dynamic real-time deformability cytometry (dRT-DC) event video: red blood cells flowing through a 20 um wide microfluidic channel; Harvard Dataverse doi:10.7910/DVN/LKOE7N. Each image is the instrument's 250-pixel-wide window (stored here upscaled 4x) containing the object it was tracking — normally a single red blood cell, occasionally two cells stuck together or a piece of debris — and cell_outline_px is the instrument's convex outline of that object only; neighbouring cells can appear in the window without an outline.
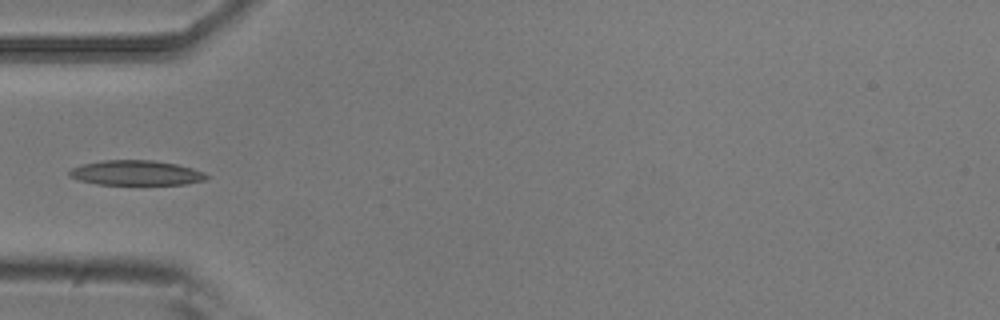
{"species": "common noctule bat (a hibernating species)", "species_latin": "Nyctalus noctula", "temperature_condition": "room temperature", "stored_images_in_passage": 5, "camera_frame_rate_fps": 3000, "um_per_image_px": 0.085, "animal": {"sex": "male", "body_mass_g": 20.5, "forearm_length_mm": 52.5}, "frame": {"image": 1, "passage_image": 5, "time_ms": 1.333, "image_size_px": [1000, 320], "cell_outline_px": [[208, 176], [204, 180], [184, 184], [96, 184], [80, 180], [68, 176], [68, 172], [72, 168], [84, 164], [104, 160], [152, 160], [176, 164], [192, 168], [204, 172]], "centroid_in_image_um": [11.55, 14.69], "position_along_channel_um": 73.4, "area_um2": 19.65}}